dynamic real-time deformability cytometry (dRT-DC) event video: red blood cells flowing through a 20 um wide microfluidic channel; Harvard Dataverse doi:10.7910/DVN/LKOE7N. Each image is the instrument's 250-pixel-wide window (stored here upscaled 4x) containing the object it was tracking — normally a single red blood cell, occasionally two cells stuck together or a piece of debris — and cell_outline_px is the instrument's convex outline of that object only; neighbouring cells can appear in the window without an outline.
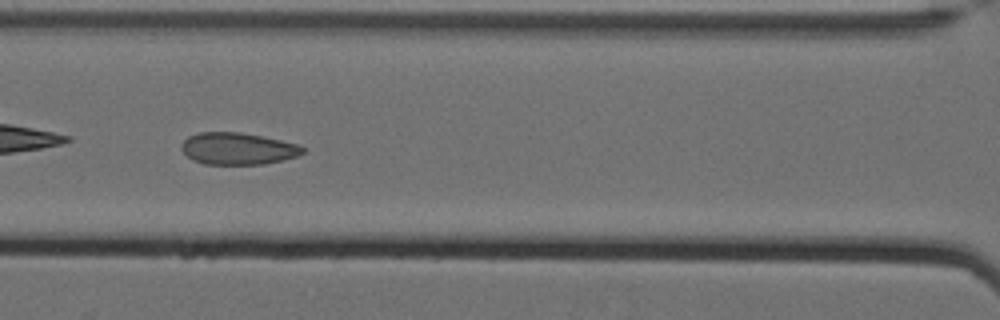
{"species": "Egyptian fruit bat (a non-hibernating species)", "species_latin": "Rousettus aegyptiacus", "temperature_condition": "cold", "stored_images_in_passage": 54, "camera_frame_rate_fps": 3000, "um_per_image_px": 0.085, "animal": {"sex": "female"}, "frame": {"image": 1, "passage_image": 24, "time_ms": 7.667, "image_size_px": [1000, 320], "cell_outline_px": [[304, 152], [296, 156], [264, 164], [204, 164], [192, 160], [180, 148], [180, 144], [188, 136], [200, 132], [240, 132], [264, 136], [296, 144], [304, 148]], "centroid_in_image_um": [20.16, 12.62], "position_along_channel_um": 146.4, "area_um2": 22.48}}
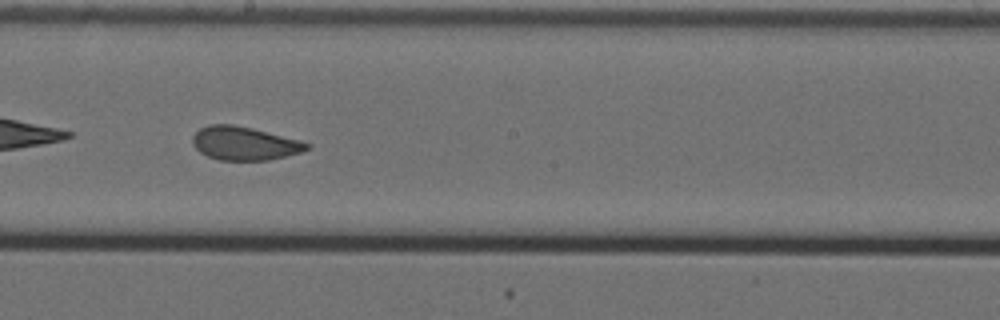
{"frame": {"image": 2, "passage_image": 31, "time_ms": 10.0, "image_size_px": [1000, 320], "cell_outline_px": [[312, 144], [308, 148], [300, 152], [268, 160], [220, 160], [208, 156], [200, 152], [192, 144], [192, 136], [200, 128], [208, 124], [232, 124], [252, 128], [300, 140]], "centroid_in_image_um": [20.75, 12.18], "position_along_channel_um": 227.5, "area_um2": 22.2}, "authors_computed_cell_mechanics": {"area_um2": 23.12, "velocity_mm_per_s": 3.4707, "shape_relaxation_time_tau1_ms": null, "shape_relaxation_time_tau2_ms": 1.2445, "deformation_change_tau1": null, "deformation_change_tau2": 0.0664}}